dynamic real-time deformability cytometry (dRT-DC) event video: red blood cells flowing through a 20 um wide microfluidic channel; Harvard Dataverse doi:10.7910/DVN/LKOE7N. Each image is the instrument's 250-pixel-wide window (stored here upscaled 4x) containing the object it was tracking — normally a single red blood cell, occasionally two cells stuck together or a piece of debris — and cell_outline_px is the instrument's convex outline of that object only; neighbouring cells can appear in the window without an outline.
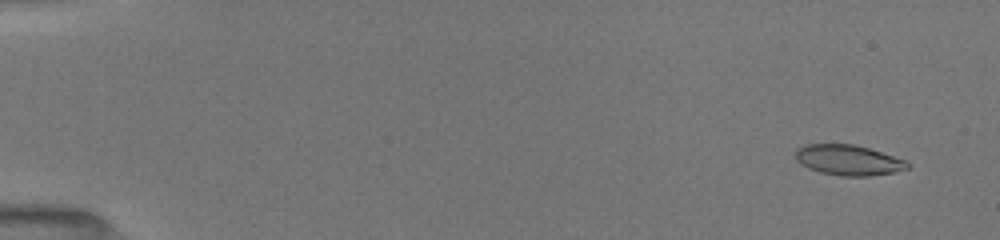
{"species": "common noctule bat (a hibernating species)", "species_latin": "Nyctalus noctula", "temperature_condition": "room temperature", "stored_images_in_passage": 43, "camera_frame_rate_fps": 3000, "um_per_image_px": 0.085, "animal": {"sex": "female", "body_mass_g": 19.5, "forearm_length_mm": 54.1}, "frame": {"image": 1, "passage_image": 3, "time_ms": 1.0, "image_size_px": [1000, 240], "cell_outline_px": [[912, 164], [908, 168], [896, 172], [872, 176], [840, 176], [820, 172], [808, 168], [800, 164], [796, 160], [796, 148], [804, 144], [852, 144], [868, 148], [904, 160]], "centroid_in_image_um": [72.09, 13.62], "position_along_channel_um": 12.9, "area_um2": 19.88}}
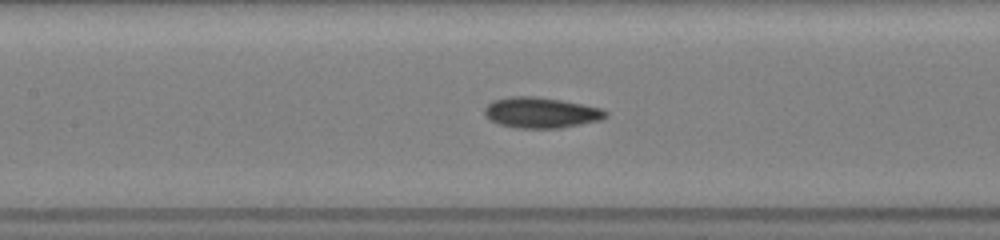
{"frame": {"image": 2, "passage_image": 20, "time_ms": 8.333, "image_size_px": [1000, 240], "cell_outline_px": [[608, 116], [600, 120], [560, 128], [516, 128], [500, 124], [484, 116], [484, 108], [492, 100], [512, 96], [536, 96], [560, 100], [600, 108], [608, 112]], "centroid_in_image_um": [45.96, 9.57], "position_along_channel_um": 161.4, "area_um2": 21.56}}
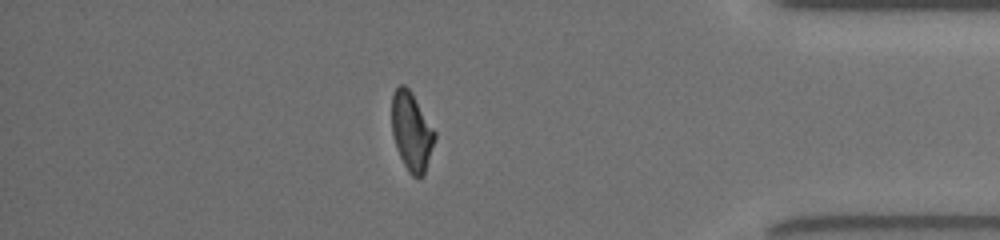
{"frame": {"image": 3, "passage_image": 38, "time_ms": 15.0, "image_size_px": [1000, 240], "cell_outline_px": [[436, 136], [424, 176], [412, 176], [408, 172], [396, 148], [392, 132], [392, 96], [396, 88], [400, 84], [404, 84], [412, 92], [436, 132]], "centroid_in_image_um": [34.99, 11.17], "position_along_channel_um": 400.2, "area_um2": 19.65}, "authors_computed_cell_mechanics": {"area_um2": 20.1722, "velocity_mm_per_s": 4.0152, "shape_relaxation_time_tau1_ms": 6.0922, "shape_relaxation_time_tau2_ms": 2.2727, "deformation_change_tau1": 0.1642, "deformation_change_tau2": 0.0752}}